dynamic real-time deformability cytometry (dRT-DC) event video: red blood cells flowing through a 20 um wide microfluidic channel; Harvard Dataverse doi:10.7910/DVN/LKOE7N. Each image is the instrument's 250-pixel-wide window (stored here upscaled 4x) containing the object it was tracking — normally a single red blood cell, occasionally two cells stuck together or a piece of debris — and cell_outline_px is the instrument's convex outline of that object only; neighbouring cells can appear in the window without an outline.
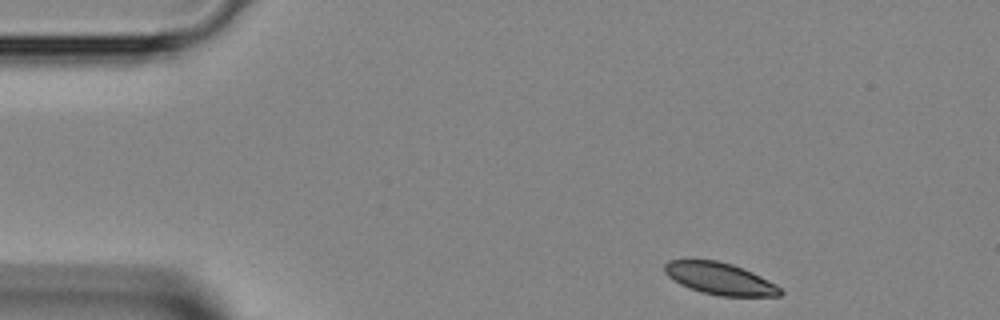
{"species": "Egyptian fruit bat (a non-hibernating species)", "species_latin": "Rousettus aegyptiacus", "temperature_condition": "room temperature", "stored_images_in_passage": 8, "camera_frame_rate_fps": 3000, "um_per_image_px": 0.085, "animal": {"sex": "female"}, "frame": {"image": 1, "passage_image": 1, "time_ms": 0.0, "image_size_px": [1000, 320], "cell_outline_px": [[784, 292], [780, 296], [720, 296], [700, 292], [688, 288], [680, 284], [668, 276], [664, 272], [664, 264], [668, 260], [716, 260], [732, 264], [752, 272], [776, 284]], "centroid_in_image_um": [61.18, 23.69], "position_along_channel_um": 23.8, "area_um2": 21.56}}